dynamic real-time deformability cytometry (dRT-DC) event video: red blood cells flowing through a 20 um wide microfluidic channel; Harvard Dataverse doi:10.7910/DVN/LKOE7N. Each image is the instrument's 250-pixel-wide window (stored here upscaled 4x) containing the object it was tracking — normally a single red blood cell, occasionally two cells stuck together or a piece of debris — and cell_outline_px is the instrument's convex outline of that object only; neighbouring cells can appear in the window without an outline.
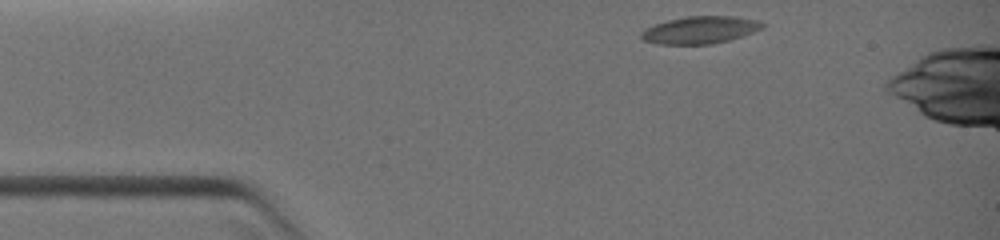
{"species": "common noctule bat (a hibernating species)", "species_latin": "Nyctalus noctula", "temperature_condition": "warm", "stored_images_in_passage": 5, "camera_frame_rate_fps": 3000, "um_per_image_px": 0.085, "animal": {"sex": "female", "body_mass_g": 19.0, "forearm_length_mm": 51.5}, "frame": {"image": 1, "passage_image": 1, "time_ms": 0.0, "image_size_px": [1000, 240], "cell_outline_px": [[764, 28], [744, 36], [712, 44], [656, 44], [644, 40], [640, 36], [640, 32], [644, 28], [668, 20], [688, 16], [732, 16], [756, 20], [764, 24]], "centroid_in_image_um": [59.5, 2.55], "position_along_channel_um": 25.5, "area_um2": 19.31}}